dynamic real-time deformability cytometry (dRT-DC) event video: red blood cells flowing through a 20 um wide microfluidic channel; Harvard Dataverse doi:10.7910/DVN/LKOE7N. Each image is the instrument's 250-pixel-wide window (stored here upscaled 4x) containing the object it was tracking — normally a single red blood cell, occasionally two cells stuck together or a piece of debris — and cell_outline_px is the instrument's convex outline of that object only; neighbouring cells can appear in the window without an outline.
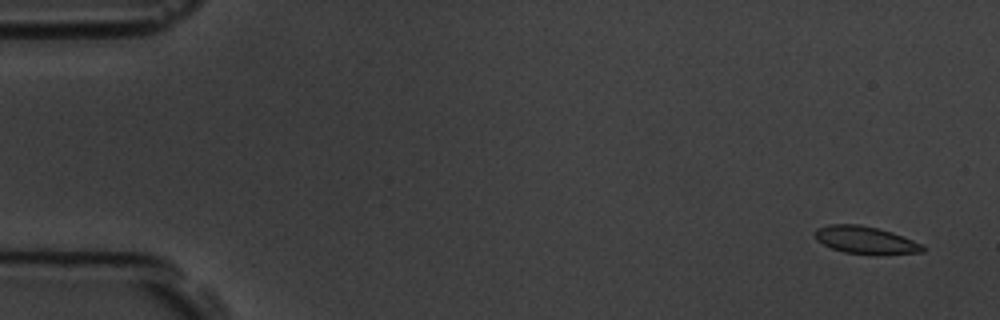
{"species": "common noctule bat (a hibernating species)", "species_latin": "Nyctalus noctula", "temperature_condition": "room temperature", "stored_images_in_passage": 6, "camera_frame_rate_fps": 3000, "um_per_image_px": 0.085, "animal": {"sex": "male", "body_mass_g": 19.5, "forearm_length_mm": 54.6}, "frame": {"image": 1, "passage_image": 1, "time_ms": 0.0, "image_size_px": [1000, 320], "cell_outline_px": [[924, 252], [844, 252], [832, 248], [816, 240], [812, 232], [816, 228], [828, 224], [860, 224], [892, 232], [912, 240], [920, 244], [924, 248]], "centroid_in_image_um": [73.43, 20.34], "position_along_channel_um": 11.6, "area_um2": 16.42}}
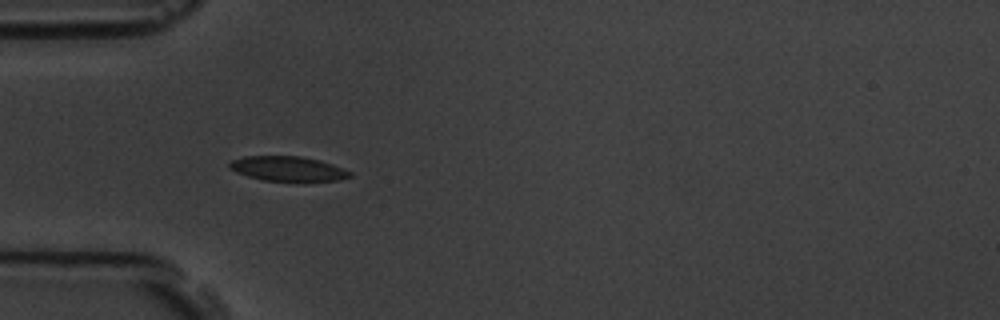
{"frame": {"image": 2, "passage_image": 5, "time_ms": 4.667, "image_size_px": [1000, 320], "cell_outline_px": [[352, 176], [336, 180], [264, 180], [248, 176], [236, 172], [228, 168], [228, 164], [232, 160], [244, 156], [300, 156], [320, 160], [344, 168], [352, 172]], "centroid_in_image_um": [24.45, 14.32], "position_along_channel_um": 60.6, "area_um2": 17.11}}
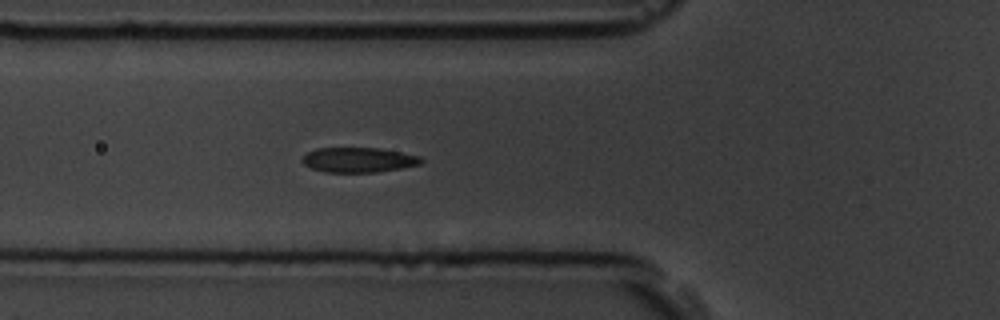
{"frame": {"image": 3, "passage_image": 6, "time_ms": 5.667, "image_size_px": [1000, 320], "cell_outline_px": [[424, 160], [420, 164], [400, 168], [376, 172], [324, 172], [312, 168], [304, 164], [300, 160], [308, 152], [316, 148], [380, 148], [420, 156]], "centroid_in_image_um": [30.46, 13.59], "position_along_channel_um": 95.3, "area_um2": 17.17}}